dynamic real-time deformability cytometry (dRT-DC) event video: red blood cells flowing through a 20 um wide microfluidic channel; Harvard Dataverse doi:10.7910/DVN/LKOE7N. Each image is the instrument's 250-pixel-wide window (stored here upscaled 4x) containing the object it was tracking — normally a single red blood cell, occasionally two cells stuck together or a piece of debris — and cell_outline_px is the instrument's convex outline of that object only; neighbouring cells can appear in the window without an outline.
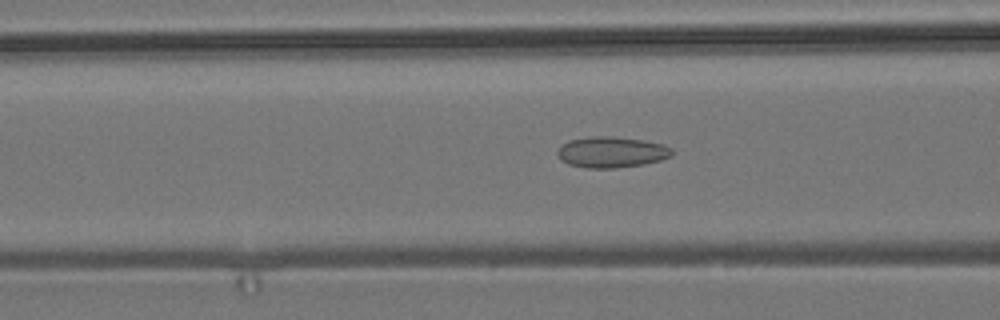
{"species": "common noctule bat (a hibernating species)", "species_latin": "Nyctalus noctula", "temperature_condition": "room temperature", "stored_images_in_passage": 35, "camera_frame_rate_fps": 3000, "um_per_image_px": 0.085, "animal": {"sex": "male", "body_mass_g": 19.2, "forearm_length_mm": 51.8}, "frame": {"image": 1, "passage_image": 12, "time_ms": 3.667, "image_size_px": [1000, 320], "cell_outline_px": [[672, 156], [660, 160], [644, 164], [616, 168], [588, 168], [568, 164], [560, 160], [556, 156], [556, 152], [568, 140], [592, 136], [612, 136], [644, 140], [664, 144], [672, 148]], "centroid_in_image_um": [51.98, 12.93], "position_along_channel_um": 114.6, "area_um2": 20.81}}
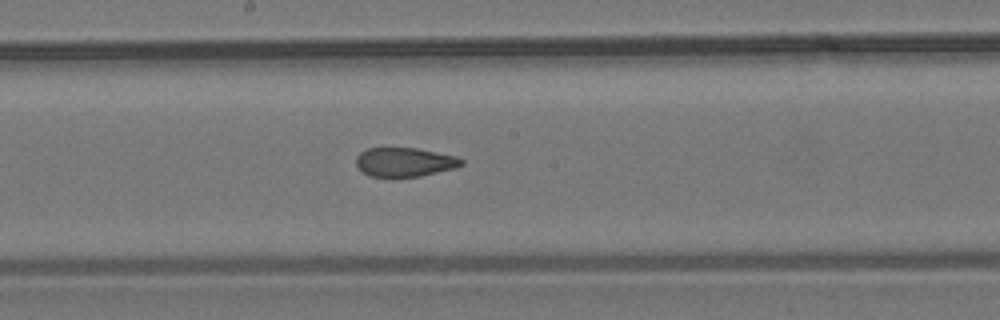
{"frame": {"image": 2, "passage_image": 20, "time_ms": 6.333, "image_size_px": [1000, 320], "cell_outline_px": [[464, 164], [456, 168], [420, 176], [368, 176], [356, 164], [356, 156], [360, 152], [368, 148], [416, 148], [456, 156], [464, 160]], "centroid_in_image_um": [34.41, 13.77], "position_along_channel_um": 213.8, "area_um2": 17.69}}
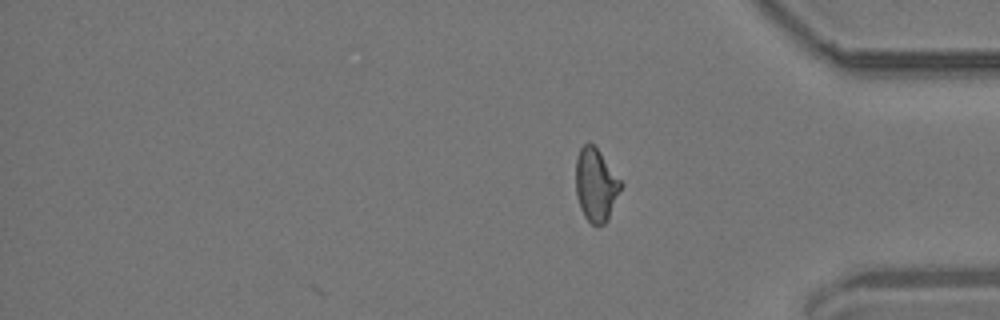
{"frame": {"image": 3, "passage_image": 35, "time_ms": 11.333, "image_size_px": [1000, 320], "cell_outline_px": [[624, 184], [608, 220], [604, 224], [592, 224], [584, 216], [580, 208], [576, 196], [576, 160], [580, 148], [588, 140], [600, 152]], "centroid_in_image_um": [50.66, 15.71], "position_along_channel_um": 384.5, "area_um2": 19.31}, "authors_computed_cell_mechanics": {"area_um2": 19.1896, "velocity_mm_per_s": 3.7127, "shape_relaxation_time_tau1_ms": null, "shape_relaxation_time_tau2_ms": 1.8513, "deformation_change_tau1": null, "deformation_change_tau2": 0.0927}}